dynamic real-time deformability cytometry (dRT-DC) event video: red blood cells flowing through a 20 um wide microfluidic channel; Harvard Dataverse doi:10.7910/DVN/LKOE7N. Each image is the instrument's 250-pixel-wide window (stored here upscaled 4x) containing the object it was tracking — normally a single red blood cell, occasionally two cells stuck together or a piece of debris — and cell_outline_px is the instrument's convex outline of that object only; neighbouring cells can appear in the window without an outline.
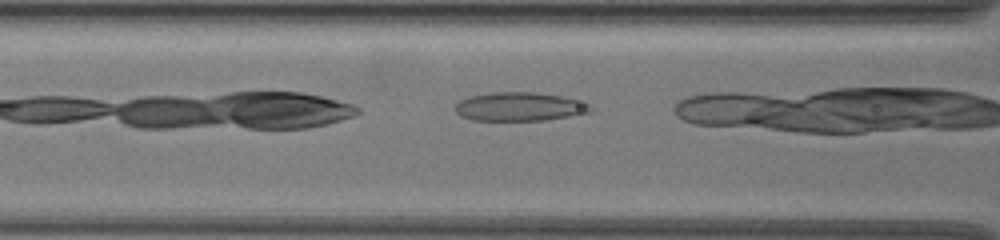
{"species": "common noctule bat (a hibernating species)", "species_latin": "Nyctalus noctula", "temperature_condition": "warm", "stored_images_in_passage": 27, "camera_frame_rate_fps": 3000, "um_per_image_px": 0.085, "animal": {"sex": "female", "body_mass_g": 19.5, "forearm_length_mm": 54.1}, "frame": {"image": 1, "passage_image": 5, "time_ms": 1.333, "image_size_px": [1000, 240], "cell_outline_px": [[596, 108], [592, 112], [544, 120], [476, 120], [460, 116], [456, 112], [456, 104], [460, 100], [468, 96], [492, 92], [536, 92], [560, 96], [576, 100], [588, 104]], "centroid_in_image_um": [44.16, 9.06], "position_along_channel_um": 122.4, "area_um2": 22.54}}
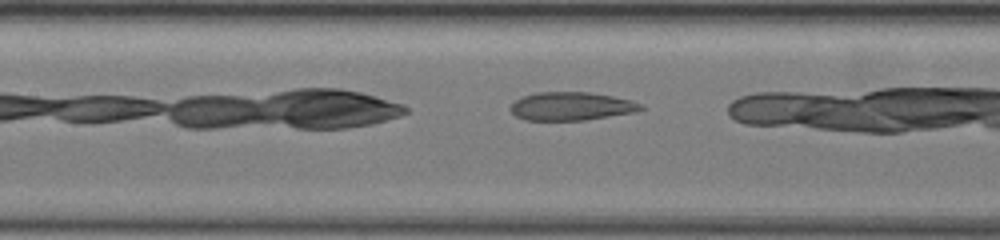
{"frame": {"image": 2, "passage_image": 8, "time_ms": 2.333, "image_size_px": [1000, 240], "cell_outline_px": [[644, 108], [632, 112], [584, 120], [524, 120], [516, 116], [508, 108], [516, 100], [524, 96], [536, 92], [588, 92], [612, 96], [632, 100], [644, 104]], "centroid_in_image_um": [48.54, 9.02], "position_along_channel_um": 158.9, "area_um2": 21.39}}